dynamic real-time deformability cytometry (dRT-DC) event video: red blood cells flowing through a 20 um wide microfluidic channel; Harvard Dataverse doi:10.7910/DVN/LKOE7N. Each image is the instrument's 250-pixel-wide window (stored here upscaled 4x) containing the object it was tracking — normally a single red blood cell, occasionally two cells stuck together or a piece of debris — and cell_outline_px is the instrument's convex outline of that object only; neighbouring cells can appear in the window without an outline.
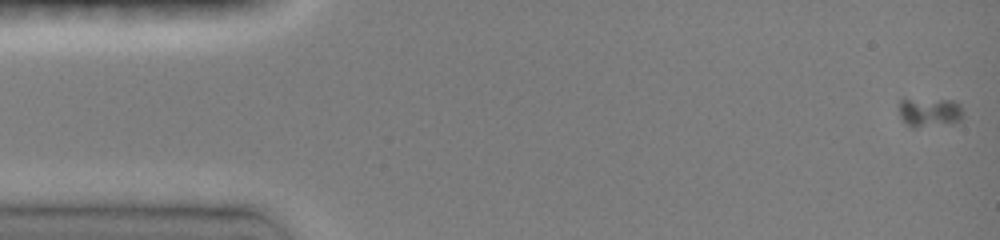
{"species": "common noctule bat (a hibernating species)", "species_latin": "Nyctalus noctula", "temperature_condition": "room temperature", "stored_images_in_passage": 28, "camera_frame_rate_fps": 3000, "um_per_image_px": 0.085, "animal": {"sex": "female", "body_mass_g": 19.0, "forearm_length_mm": 51.5}, "frame": {"image": 1, "passage_image": 1, "time_ms": 0.0, "image_size_px": [1000, 240], "cell_outline_px": [[964, 116], [960, 120], [952, 124], [916, 128], [912, 128], [904, 124], [900, 116], [900, 100], [904, 96], [952, 100], [960, 104], [964, 112]], "centroid_in_image_um": [78.99, 9.51], "position_along_channel_um": 6.0, "area_um2": 11.85}}
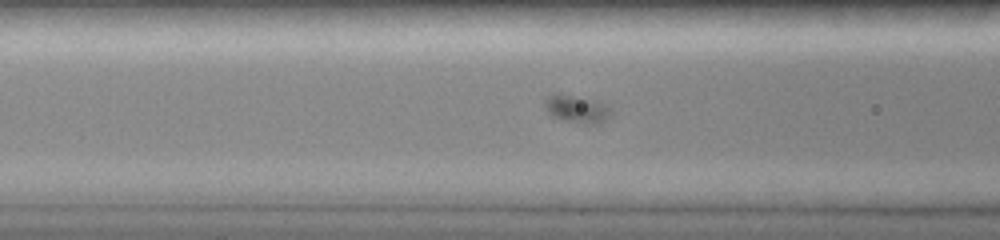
{"frame": {"image": 2, "passage_image": 19, "time_ms": 6.333, "image_size_px": [1000, 240], "cell_outline_px": [[612, 112], [604, 120], [596, 124], [588, 124], [564, 120], [552, 116], [548, 112], [544, 104], [544, 100], [548, 96], [572, 96], [596, 100], [608, 108]], "centroid_in_image_um": [49.02, 9.29], "position_along_channel_um": 117.6, "area_um2": 10.06}}
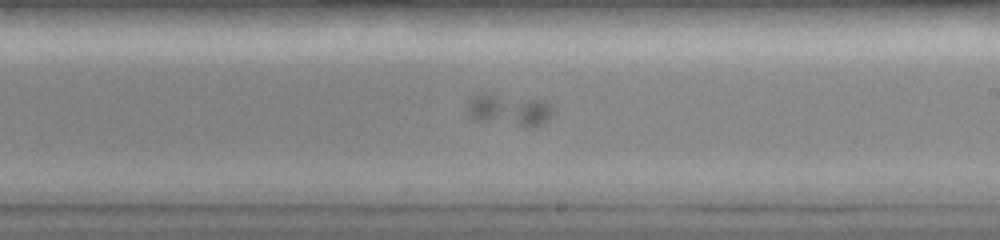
{"frame": {"image": 3, "passage_image": 27, "time_ms": 9.667, "image_size_px": [1000, 240], "cell_outline_px": [[552, 116], [548, 120], [540, 124], [520, 124], [472, 120], [468, 116], [468, 100], [480, 92], [492, 92], [540, 100], [552, 104]], "centroid_in_image_um": [43.21, 9.27], "position_along_channel_um": 245.8, "area_um2": 15.66}}